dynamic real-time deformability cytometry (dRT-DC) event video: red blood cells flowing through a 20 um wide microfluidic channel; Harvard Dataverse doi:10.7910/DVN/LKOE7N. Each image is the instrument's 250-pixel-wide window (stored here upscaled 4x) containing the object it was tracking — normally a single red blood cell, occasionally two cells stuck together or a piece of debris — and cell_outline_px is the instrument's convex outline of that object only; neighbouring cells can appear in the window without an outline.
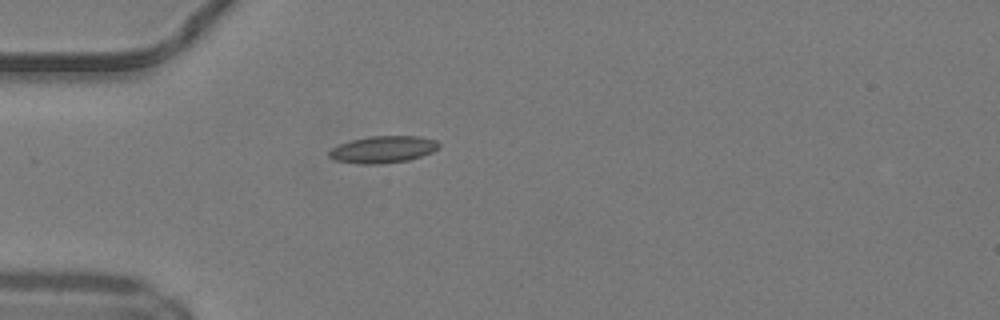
{"species": "common noctule bat (a hibernating species)", "species_latin": "Nyctalus noctula", "temperature_condition": "warm", "stored_images_in_passage": 34, "camera_frame_rate_fps": 3000, "um_per_image_px": 0.085, "animal": {"sex": "male", "body_mass_g": 19.2, "forearm_length_mm": 51.8}, "frame": {"image": 1, "passage_image": 1, "time_ms": 0.0, "image_size_px": [1000, 320], "cell_outline_px": [[440, 148], [432, 152], [408, 160], [380, 164], [356, 164], [336, 160], [328, 156], [328, 152], [332, 148], [340, 144], [352, 140], [368, 136], [420, 136], [436, 140], [440, 144]], "centroid_in_image_um": [32.57, 12.7], "position_along_channel_um": 52.4, "area_um2": 17.28}}
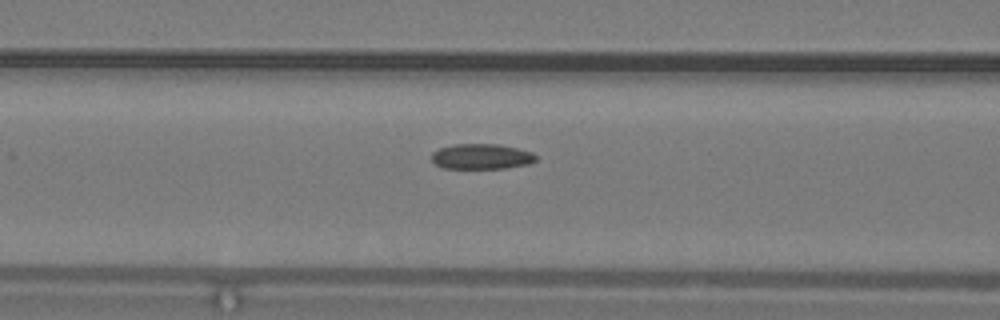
{"frame": {"image": 2, "passage_image": 7, "time_ms": 2.0, "image_size_px": [1000, 320], "cell_outline_px": [[536, 160], [528, 164], [504, 168], [444, 168], [436, 164], [432, 160], [432, 152], [440, 148], [456, 144], [496, 144], [516, 148], [532, 152], [536, 156]], "centroid_in_image_um": [40.92, 13.3], "position_along_channel_um": 125.7, "area_um2": 15.2}}
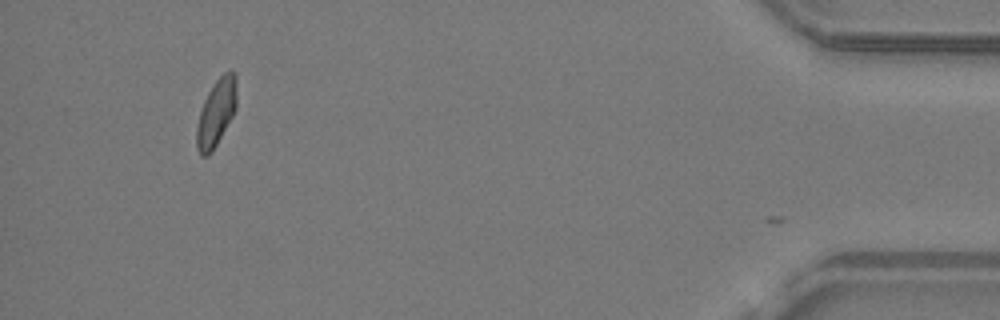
{"frame": {"image": 3, "passage_image": 33, "time_ms": 10.667, "image_size_px": [1000, 320], "cell_outline_px": [[236, 108], [232, 116], [212, 152], [208, 156], [200, 156], [196, 148], [196, 128], [200, 112], [204, 100], [208, 92], [216, 80], [224, 72], [232, 68], [236, 72]], "centroid_in_image_um": [18.38, 9.56], "position_along_channel_um": 416.8, "area_um2": 15.72}, "authors_computed_cell_mechanics": {"area_um2": 15.8372, "velocity_mm_per_s": 4.1778, "shape_relaxation_time_tau1_ms": 8.5514, "shape_relaxation_time_tau2_ms": 3.048, "deformation_change_tau1": 0.1564, "deformation_change_tau2": 0.0729}}